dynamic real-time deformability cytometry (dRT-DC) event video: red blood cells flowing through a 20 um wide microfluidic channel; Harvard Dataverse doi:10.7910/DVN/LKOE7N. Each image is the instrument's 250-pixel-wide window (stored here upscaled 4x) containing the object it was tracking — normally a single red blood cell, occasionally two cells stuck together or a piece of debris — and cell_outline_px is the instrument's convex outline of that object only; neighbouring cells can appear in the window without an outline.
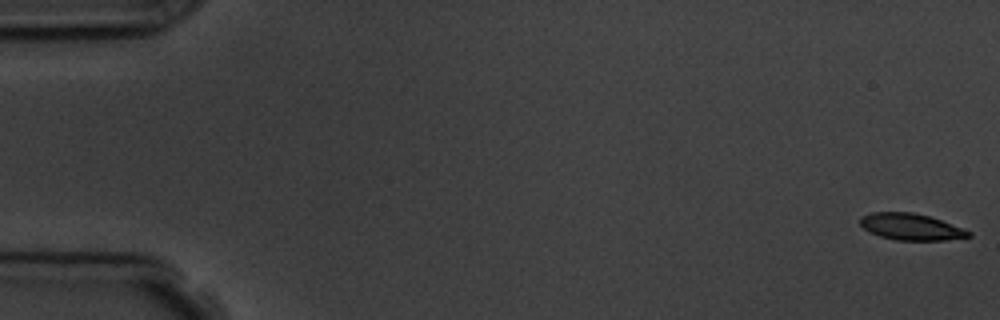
{"species": "common noctule bat (a hibernating species)", "species_latin": "Nyctalus noctula", "temperature_condition": "room temperature", "stored_images_in_passage": 10, "camera_frame_rate_fps": 3000, "um_per_image_px": 0.085, "animal": {"sex": "male", "body_mass_g": 19.5, "forearm_length_mm": 54.6}, "frame": {"image": 1, "passage_image": 1, "time_ms": 0.0, "image_size_px": [1000, 320], "cell_outline_px": [[972, 236], [944, 240], [896, 240], [880, 236], [868, 232], [860, 224], [860, 216], [872, 212], [912, 212], [928, 216], [940, 220], [972, 232]], "centroid_in_image_um": [77.39, 19.28], "position_along_channel_um": 7.6, "area_um2": 16.65}}
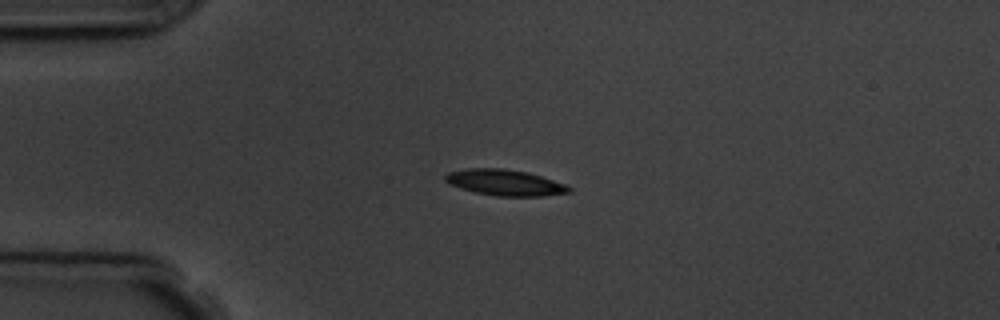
{"frame": {"image": 2, "passage_image": 5, "time_ms": 4.333, "image_size_px": [1000, 320], "cell_outline_px": [[572, 192], [544, 196], [496, 196], [476, 192], [460, 188], [448, 184], [444, 180], [444, 176], [448, 172], [468, 168], [504, 168], [528, 172], [564, 184], [572, 188]], "centroid_in_image_um": [42.9, 15.52], "position_along_channel_um": 42.1, "area_um2": 18.79}}